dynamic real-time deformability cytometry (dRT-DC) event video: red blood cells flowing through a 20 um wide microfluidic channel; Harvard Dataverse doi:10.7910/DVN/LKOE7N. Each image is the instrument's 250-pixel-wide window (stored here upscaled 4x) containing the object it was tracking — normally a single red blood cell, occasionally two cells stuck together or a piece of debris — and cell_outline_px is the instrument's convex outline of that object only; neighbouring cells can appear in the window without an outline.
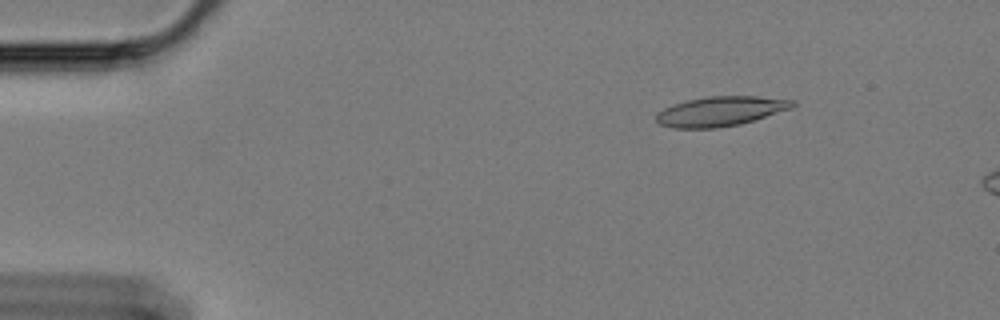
{"species": "Egyptian fruit bat (a non-hibernating species)", "species_latin": "Rousettus aegyptiacus", "temperature_condition": "cold", "stored_images_in_passage": 10, "camera_frame_rate_fps": 3000, "um_per_image_px": 0.085, "animal": {"sex": "female"}, "frame": {"image": 1, "passage_image": 4, "time_ms": 1.0, "image_size_px": [1000, 320], "cell_outline_px": [[796, 104], [792, 108], [740, 124], [716, 128], [672, 128], [660, 124], [656, 120], [656, 112], [672, 104], [688, 100], [708, 96], [756, 96], [796, 100]], "centroid_in_image_um": [61.23, 9.45], "position_along_channel_um": 23.8, "area_um2": 23.58}}